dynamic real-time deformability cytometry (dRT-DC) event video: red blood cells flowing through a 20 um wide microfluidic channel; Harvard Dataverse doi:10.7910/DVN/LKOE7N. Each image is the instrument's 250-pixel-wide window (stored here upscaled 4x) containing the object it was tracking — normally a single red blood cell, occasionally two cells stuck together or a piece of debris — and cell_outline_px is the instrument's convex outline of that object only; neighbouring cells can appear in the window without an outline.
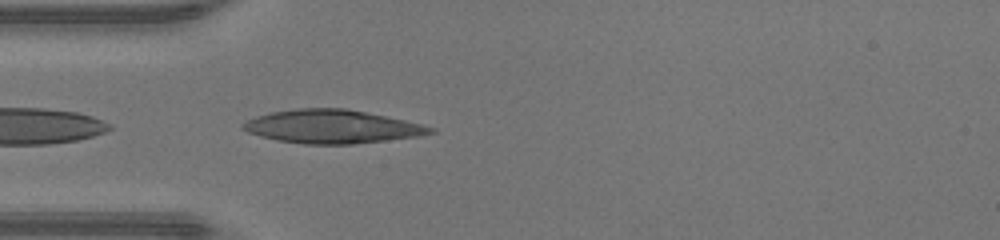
{"species": "human", "species_latin": "Homo sapiens", "temperature_condition": "warm", "stored_images_in_passage": 30, "camera_frame_rate_fps": 3000, "um_per_image_px": 0.085, "donor": {"sex": "male"}, "frame": {"image": 1, "passage_image": 1, "time_ms": 0.0, "image_size_px": [1000, 240], "cell_outline_px": [[436, 132], [420, 136], [352, 144], [304, 144], [276, 140], [260, 136], [248, 132], [240, 128], [240, 124], [256, 116], [268, 112], [296, 108], [344, 108], [404, 120], [436, 128]], "centroid_in_image_um": [28.17, 10.76], "position_along_channel_um": 56.8, "area_um2": 36.47}}
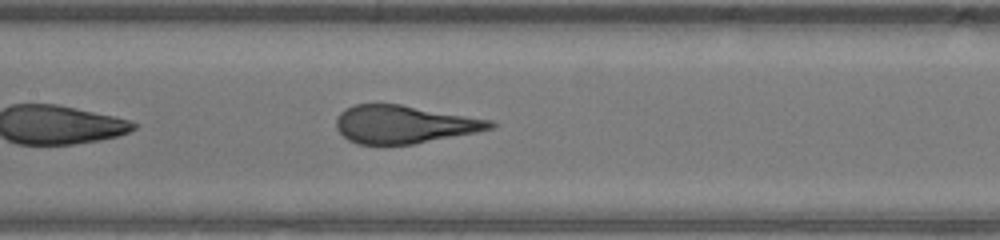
{"frame": {"image": 2, "passage_image": 9, "time_ms": 2.667, "image_size_px": [1000, 240], "cell_outline_px": [[496, 124], [492, 128], [476, 132], [412, 144], [356, 144], [348, 140], [336, 128], [336, 116], [344, 108], [352, 104], [400, 104], [492, 120]], "centroid_in_image_um": [34.3, 10.56], "position_along_channel_um": 173.1, "area_um2": 33.93}}
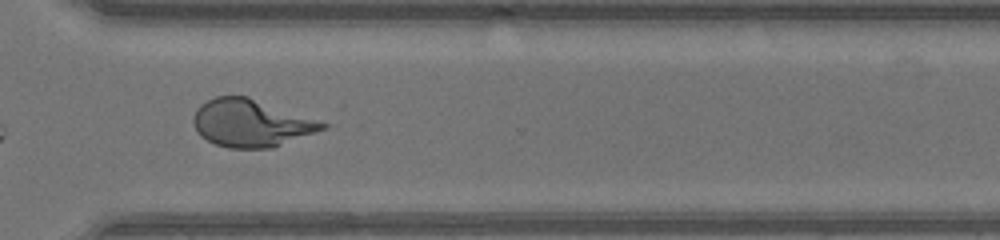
{"frame": {"image": 3, "passage_image": 21, "time_ms": 6.667, "image_size_px": [1000, 240], "cell_outline_px": [[328, 128], [272, 148], [228, 148], [216, 144], [200, 136], [196, 132], [192, 120], [196, 108], [200, 104], [216, 96], [248, 96], [328, 124]], "centroid_in_image_um": [21.3, 10.47], "position_along_channel_um": 349.3, "area_um2": 35.55}}